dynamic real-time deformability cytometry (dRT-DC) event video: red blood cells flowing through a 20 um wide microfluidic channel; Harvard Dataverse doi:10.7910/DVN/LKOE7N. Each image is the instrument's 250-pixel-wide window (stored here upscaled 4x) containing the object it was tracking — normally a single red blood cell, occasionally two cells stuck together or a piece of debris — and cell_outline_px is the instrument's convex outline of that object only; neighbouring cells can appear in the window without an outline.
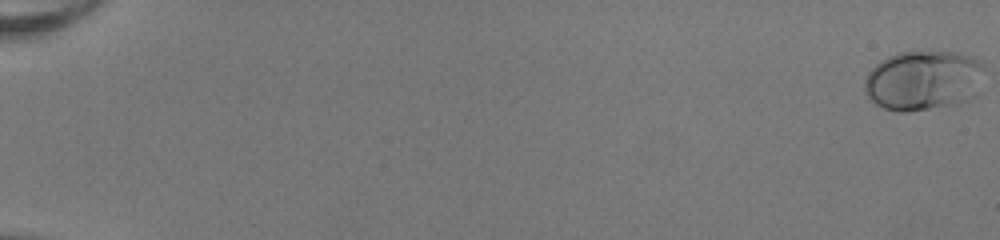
{"species": "human", "species_latin": "Homo sapiens", "temperature_condition": "room temperature", "stored_images_in_passage": 53, "camera_frame_rate_fps": 3000, "um_per_image_px": 0.085, "donor": {"sex": "female"}, "frame": {"image": 1, "passage_image": 1, "time_ms": 0.0, "image_size_px": [1000, 240], "cell_outline_px": [[984, 68], [976, 96], [960, 104], [908, 112], [896, 112], [884, 108], [876, 104], [864, 92], [864, 80], [868, 72], [880, 60], [896, 52], [956, 52], [976, 56], [984, 64]], "centroid_in_image_um": [78.5, 6.84], "position_along_channel_um": 6.5, "area_um2": 42.54}}
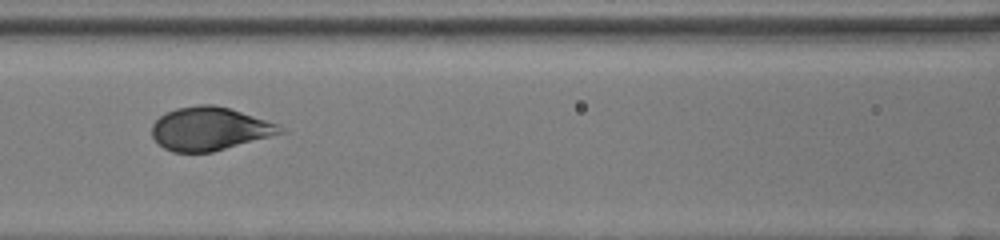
{"frame": {"image": 2, "passage_image": 27, "time_ms": 8.667, "image_size_px": [1000, 240], "cell_outline_px": [[288, 132], [212, 152], [172, 152], [164, 148], [152, 136], [152, 124], [160, 116], [176, 108], [196, 104], [212, 104], [228, 108], [280, 124]], "centroid_in_image_um": [17.85, 10.94], "position_along_channel_um": 148.7, "area_um2": 32.43}}
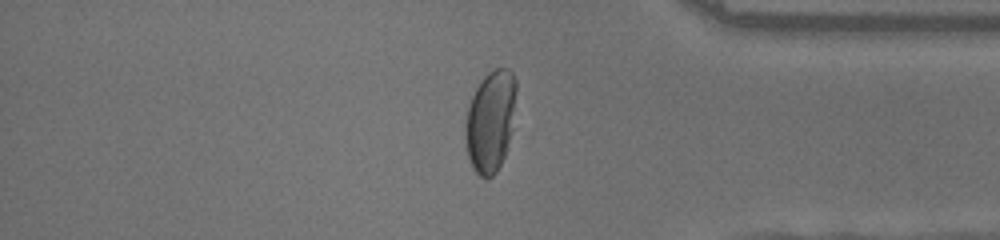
{"frame": {"image": 3, "passage_image": 46, "time_ms": 15.0, "image_size_px": [1000, 240], "cell_outline_px": [[516, 88], [512, 128], [504, 156], [496, 172], [492, 176], [480, 176], [472, 168], [468, 156], [464, 136], [464, 128], [468, 108], [472, 96], [480, 80], [488, 72], [496, 68], [508, 68], [512, 72], [516, 80]], "centroid_in_image_um": [41.67, 10.27], "position_along_channel_um": 393.5, "area_um2": 29.94}, "authors_computed_cell_mechanics": {"area_um2": 33.813, "velocity_mm_per_s": 4.0566, "shape_relaxation_time_tau1_ms": 5.4552, "shape_relaxation_time_tau2_ms": null, "deformation_change_tau1": 0.2643, "deformation_change_tau2": null}}